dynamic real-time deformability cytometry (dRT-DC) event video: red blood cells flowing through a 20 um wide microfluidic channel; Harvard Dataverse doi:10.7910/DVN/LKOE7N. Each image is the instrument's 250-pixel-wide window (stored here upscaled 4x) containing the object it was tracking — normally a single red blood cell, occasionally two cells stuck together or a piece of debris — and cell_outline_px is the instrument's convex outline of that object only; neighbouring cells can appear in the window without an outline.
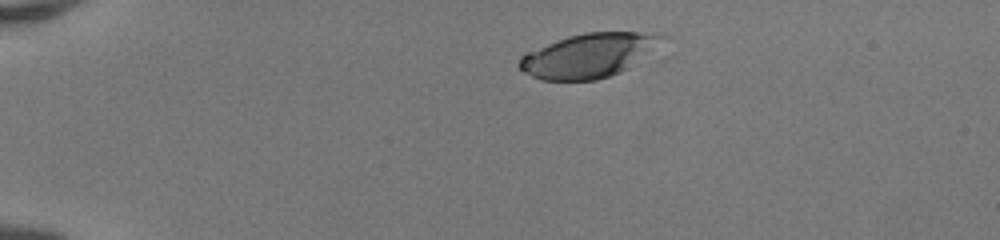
{"species": "human", "species_latin": "Homo sapiens", "temperature_condition": "room temperature", "stored_images_in_passage": 40, "camera_frame_rate_fps": 3000, "um_per_image_px": 0.085, "donor": {"sex": "female"}, "frame": {"image": 1, "passage_image": 1, "time_ms": 0.0, "image_size_px": [1000, 240], "cell_outline_px": [[672, 36], [628, 68], [620, 72], [596, 80], [540, 80], [524, 72], [520, 68], [520, 56], [528, 52], [556, 40], [568, 36], [584, 32], [640, 32]], "centroid_in_image_um": [50.08, 4.7], "position_along_channel_um": 34.9, "area_um2": 36.47}}
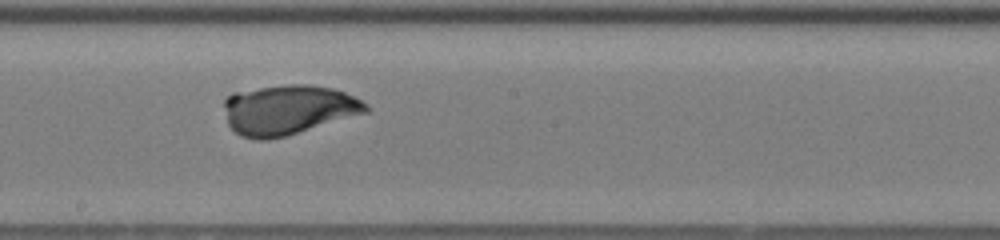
{"frame": {"image": 2, "passage_image": 20, "time_ms": 6.333, "image_size_px": [1000, 240], "cell_outline_px": [[368, 112], [284, 136], [268, 140], [256, 140], [240, 136], [228, 124], [224, 104], [224, 100], [232, 92], [288, 84], [308, 84], [332, 88], [344, 92], [368, 104]], "centroid_in_image_um": [24.47, 9.32], "position_along_channel_um": 223.7, "area_um2": 40.86}}
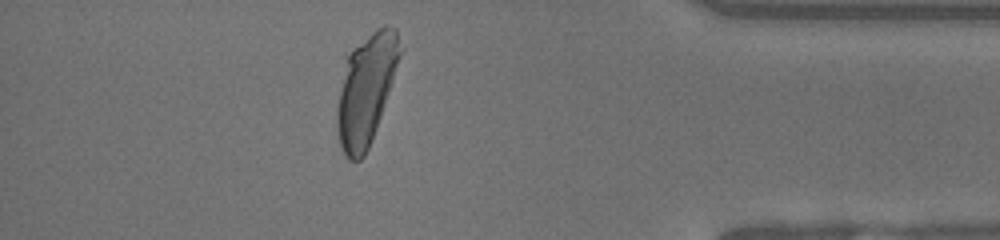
{"frame": {"image": 3, "passage_image": 35, "time_ms": 11.333, "image_size_px": [1000, 240], "cell_outline_px": [[404, 48], [376, 128], [368, 148], [364, 156], [360, 160], [348, 160], [344, 156], [340, 148], [336, 128], [336, 112], [344, 56], [376, 28], [384, 24], [396, 28]], "centroid_in_image_um": [31.1, 7.56], "position_along_channel_um": 404.1, "area_um2": 41.04}, "authors_computed_cell_mechanics": {"area_um2": 40.1421, "velocity_mm_per_s": 4.1409, "shape_relaxation_time_tau1_ms": 2.7659, "shape_relaxation_time_tau2_ms": 1.4281, "deformation_change_tau1": 0.2023, "deformation_change_tau2": 0.0725}}